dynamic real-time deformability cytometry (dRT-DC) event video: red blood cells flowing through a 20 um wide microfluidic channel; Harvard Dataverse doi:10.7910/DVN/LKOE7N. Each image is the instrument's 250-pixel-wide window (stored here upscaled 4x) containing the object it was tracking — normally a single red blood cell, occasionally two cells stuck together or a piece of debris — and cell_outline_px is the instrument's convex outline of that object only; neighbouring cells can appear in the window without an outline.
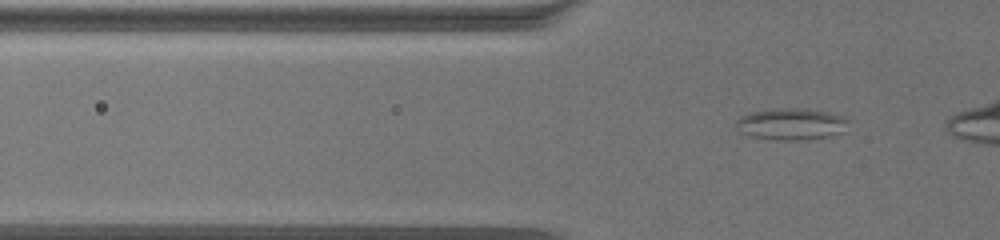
{"species": "common noctule bat (a hibernating species)", "species_latin": "Nyctalus noctula", "temperature_condition": "warm", "stored_images_in_passage": 43, "camera_frame_rate_fps": 3000, "um_per_image_px": 0.085, "animal": {"sex": "female", "body_mass_g": 19.5, "forearm_length_mm": 54.1}, "frame": {"image": 1, "passage_image": 6, "time_ms": 1.667, "image_size_px": [1000, 240], "cell_outline_px": [[852, 120], [844, 132], [828, 136], [800, 140], [776, 140], [752, 136], [740, 132], [736, 128], [736, 120], [752, 112], [776, 108], [804, 108], [844, 116]], "centroid_in_image_um": [67.31, 10.54], "position_along_channel_um": 58.5, "area_um2": 20.75}}
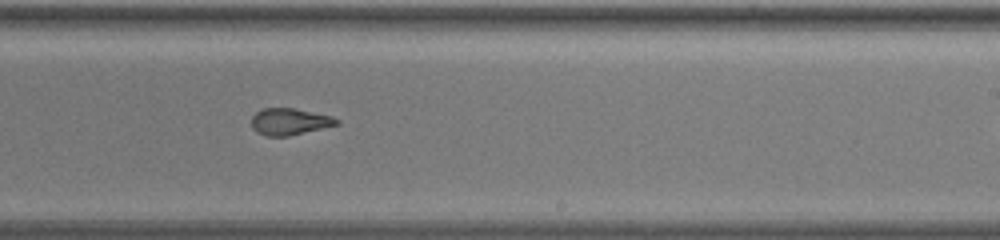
{"frame": {"image": 2, "passage_image": 27, "time_ms": 8.667, "image_size_px": [1000, 240], "cell_outline_px": [[340, 124], [288, 136], [264, 136], [256, 132], [252, 128], [252, 116], [260, 108], [292, 108], [332, 116], [340, 120]], "centroid_in_image_um": [24.59, 10.34], "position_along_channel_um": 264.4, "area_um2": 13.29}}
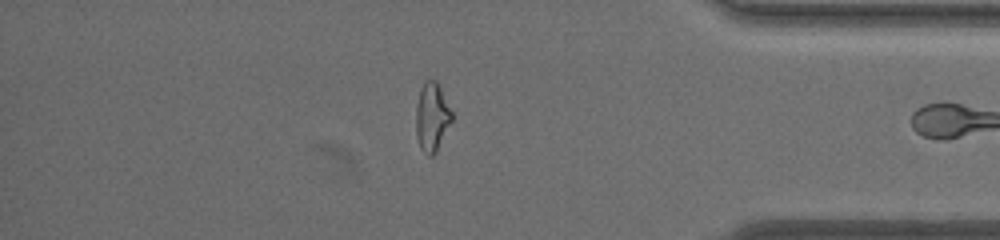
{"frame": {"image": 3, "passage_image": 42, "time_ms": 13.667, "image_size_px": [1000, 240], "cell_outline_px": [[452, 120], [436, 152], [432, 156], [428, 156], [420, 148], [416, 136], [416, 104], [420, 88], [424, 80], [436, 80], [452, 112]], "centroid_in_image_um": [36.69, 9.95], "position_along_channel_um": 398.5, "area_um2": 14.33}}